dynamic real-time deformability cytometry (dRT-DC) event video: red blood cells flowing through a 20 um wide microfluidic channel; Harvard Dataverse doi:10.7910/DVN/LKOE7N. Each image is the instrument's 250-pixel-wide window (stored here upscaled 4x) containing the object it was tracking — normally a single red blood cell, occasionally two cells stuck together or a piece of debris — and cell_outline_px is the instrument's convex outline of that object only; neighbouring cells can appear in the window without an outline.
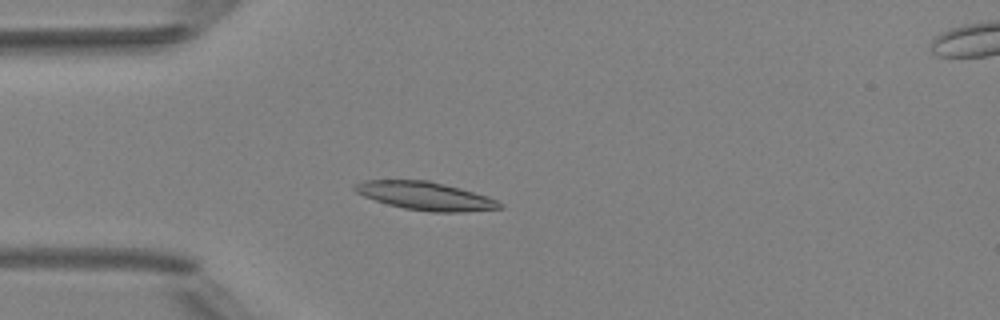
{"species": "Egyptian fruit bat (a non-hibernating species)", "species_latin": "Rousettus aegyptiacus", "temperature_condition": "room temperature", "stored_images_in_passage": 4, "camera_frame_rate_fps": 3000, "um_per_image_px": 0.085, "animal": {"sex": "female"}, "frame": {"image": 1, "passage_image": 3, "time_ms": 2.333, "image_size_px": [1000, 320], "cell_outline_px": [[504, 208], [464, 212], [432, 212], [404, 208], [388, 204], [364, 196], [356, 192], [352, 188], [356, 184], [364, 180], [428, 180], [460, 188], [488, 196], [504, 204]], "centroid_in_image_um": [36.2, 16.66], "position_along_channel_um": 48.8, "area_um2": 23.76}}